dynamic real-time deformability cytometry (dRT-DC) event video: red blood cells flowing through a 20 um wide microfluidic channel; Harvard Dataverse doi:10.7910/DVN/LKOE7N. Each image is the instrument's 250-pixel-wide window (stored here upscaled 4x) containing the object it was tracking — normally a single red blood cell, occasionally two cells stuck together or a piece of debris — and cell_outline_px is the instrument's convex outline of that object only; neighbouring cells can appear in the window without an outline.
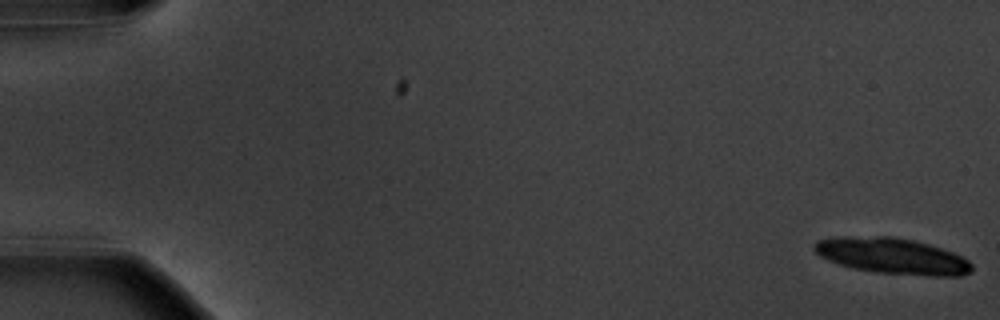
{"species": "common noctule bat (a hibernating species)", "species_latin": "Nyctalus noctula", "temperature_condition": "warm", "stored_images_in_passage": 18, "camera_frame_rate_fps": 3000, "um_per_image_px": 0.085, "animal": {"sex": "male", "body_mass_g": 20.1, "forearm_length_mm": 53.5}, "frame": {"image": 1, "passage_image": 1, "time_ms": 0.0, "image_size_px": [1000, 320], "cell_outline_px": [[972, 272], [960, 276], [928, 276], [876, 272], [852, 268], [828, 260], [820, 256], [812, 248], [812, 244], [816, 240], [844, 236], [892, 236], [912, 240], [928, 244], [952, 252], [968, 260], [972, 264]], "centroid_in_image_um": [75.82, 21.76], "position_along_channel_um": 9.2, "area_um2": 33.06}}